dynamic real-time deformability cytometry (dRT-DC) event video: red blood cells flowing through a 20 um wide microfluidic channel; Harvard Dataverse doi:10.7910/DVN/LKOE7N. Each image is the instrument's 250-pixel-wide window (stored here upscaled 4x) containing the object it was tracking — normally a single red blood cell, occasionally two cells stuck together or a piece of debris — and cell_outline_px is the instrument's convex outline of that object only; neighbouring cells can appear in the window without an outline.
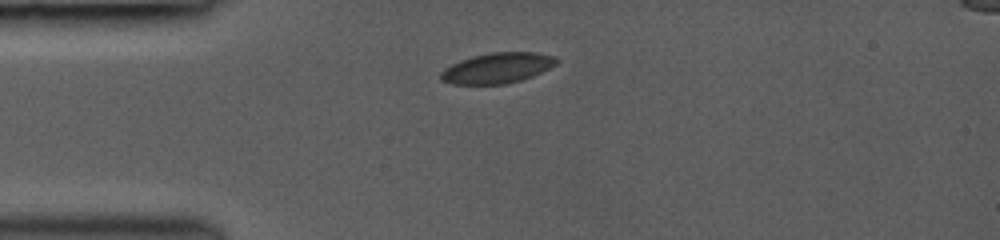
{"species": "common noctule bat (a hibernating species)", "species_latin": "Nyctalus noctula", "temperature_condition": "room temperature", "stored_images_in_passage": 6, "camera_frame_rate_fps": 3000, "um_per_image_px": 0.085, "animal": {"sex": "female", "body_mass_g": 19.0, "forearm_length_mm": 53.3}, "frame": {"image": 1, "passage_image": 1, "time_ms": 0.0, "image_size_px": [1000, 240], "cell_outline_px": [[560, 60], [556, 64], [532, 76], [520, 80], [504, 84], [452, 84], [440, 80], [440, 72], [444, 68], [460, 60], [472, 56], [492, 52], [536, 52], [556, 56]], "centroid_in_image_um": [42.26, 5.77], "position_along_channel_um": 42.7, "area_um2": 20.58}}
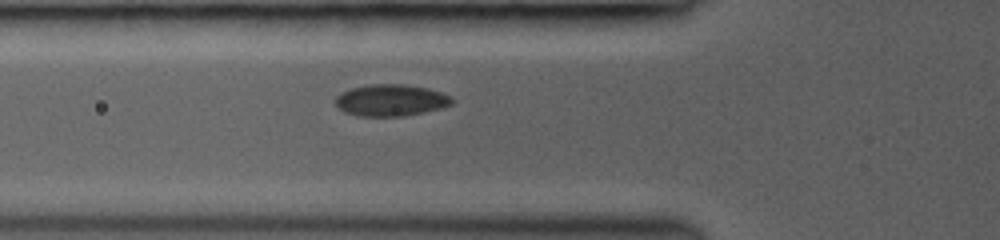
{"frame": {"image": 2, "passage_image": 4, "time_ms": 1.667, "image_size_px": [1000, 240], "cell_outline_px": [[452, 104], [440, 108], [424, 112], [400, 116], [356, 116], [344, 112], [336, 104], [336, 96], [340, 92], [352, 88], [372, 84], [404, 84], [428, 88], [440, 92], [448, 96], [452, 100]], "centroid_in_image_um": [33.18, 8.52], "position_along_channel_um": 92.6, "area_um2": 21.33}}
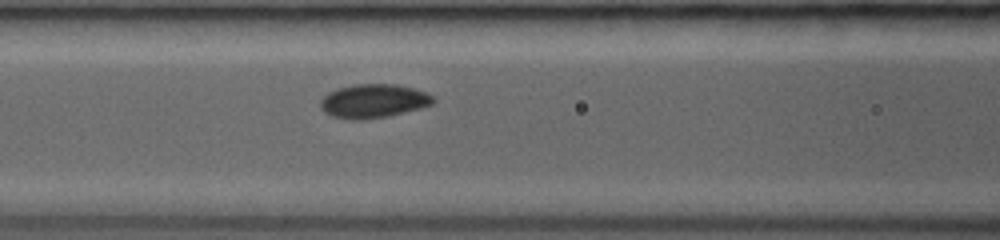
{"frame": {"image": 3, "passage_image": 6, "time_ms": 2.667, "image_size_px": [1000, 240], "cell_outline_px": [[436, 100], [432, 104], [420, 108], [388, 116], [360, 120], [352, 120], [332, 116], [324, 112], [320, 108], [320, 100], [328, 92], [336, 88], [356, 84], [396, 84], [428, 92]], "centroid_in_image_um": [31.73, 8.58], "position_along_channel_um": 134.9, "area_um2": 22.31}}